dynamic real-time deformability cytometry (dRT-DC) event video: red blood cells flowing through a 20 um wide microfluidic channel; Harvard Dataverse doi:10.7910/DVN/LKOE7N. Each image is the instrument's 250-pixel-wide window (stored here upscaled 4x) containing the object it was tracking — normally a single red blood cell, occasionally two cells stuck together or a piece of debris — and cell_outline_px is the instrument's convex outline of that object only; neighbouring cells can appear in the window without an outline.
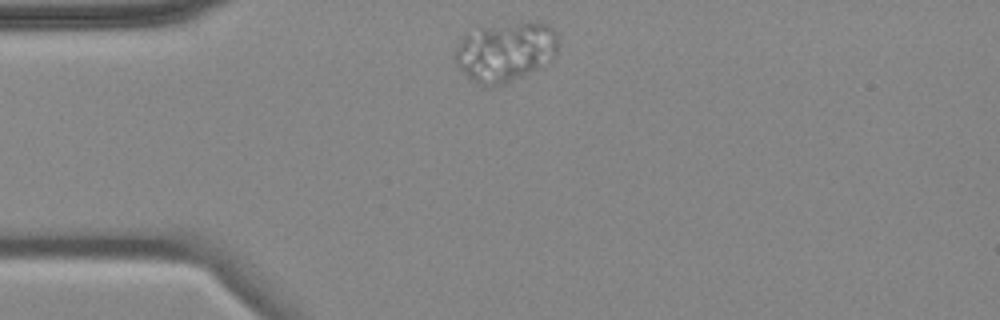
{"species": "common noctule bat (a hibernating species)", "species_latin": "Nyctalus noctula", "temperature_condition": "cold", "stored_images_in_passage": 1, "camera_frame_rate_fps": 3000, "um_per_image_px": 0.085, "animal": {"sex": "female", "body_mass_g": 18.4}, "frame": {"image": 1, "passage_image": 1, "time_ms": 0.0, "image_size_px": [1000, 320], "cell_outline_px": [[556, 56], [552, 60], [504, 84], [488, 88], [476, 84], [456, 64], [452, 56], [456, 44], [464, 32], [480, 28], [524, 20], [536, 20], [548, 24], [556, 32]], "centroid_in_image_um": [42.9, 4.36], "position_along_channel_um": 42.1, "area_um2": 36.47}}